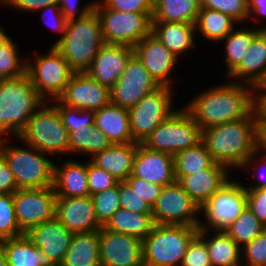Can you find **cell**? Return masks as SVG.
Wrapping results in <instances>:
<instances>
[{
  "instance_id": "cell-1",
  "label": "cell",
  "mask_w": 266,
  "mask_h": 266,
  "mask_svg": "<svg viewBox=\"0 0 266 266\" xmlns=\"http://www.w3.org/2000/svg\"><path fill=\"white\" fill-rule=\"evenodd\" d=\"M257 107L258 91L232 81L202 91L184 106L201 130L247 118Z\"/></svg>"
},
{
  "instance_id": "cell-2",
  "label": "cell",
  "mask_w": 266,
  "mask_h": 266,
  "mask_svg": "<svg viewBox=\"0 0 266 266\" xmlns=\"http://www.w3.org/2000/svg\"><path fill=\"white\" fill-rule=\"evenodd\" d=\"M202 141L214 162L241 170L256 152V109L247 118L202 130Z\"/></svg>"
},
{
  "instance_id": "cell-3",
  "label": "cell",
  "mask_w": 266,
  "mask_h": 266,
  "mask_svg": "<svg viewBox=\"0 0 266 266\" xmlns=\"http://www.w3.org/2000/svg\"><path fill=\"white\" fill-rule=\"evenodd\" d=\"M43 103L45 100L27 74L15 79H0V138L8 134V138L12 134L18 137Z\"/></svg>"
},
{
  "instance_id": "cell-4",
  "label": "cell",
  "mask_w": 266,
  "mask_h": 266,
  "mask_svg": "<svg viewBox=\"0 0 266 266\" xmlns=\"http://www.w3.org/2000/svg\"><path fill=\"white\" fill-rule=\"evenodd\" d=\"M101 22L94 9L86 16L67 20L63 37L53 45L75 73L86 72L104 45Z\"/></svg>"
},
{
  "instance_id": "cell-5",
  "label": "cell",
  "mask_w": 266,
  "mask_h": 266,
  "mask_svg": "<svg viewBox=\"0 0 266 266\" xmlns=\"http://www.w3.org/2000/svg\"><path fill=\"white\" fill-rule=\"evenodd\" d=\"M197 227L155 224L142 240L144 266H181Z\"/></svg>"
},
{
  "instance_id": "cell-6",
  "label": "cell",
  "mask_w": 266,
  "mask_h": 266,
  "mask_svg": "<svg viewBox=\"0 0 266 266\" xmlns=\"http://www.w3.org/2000/svg\"><path fill=\"white\" fill-rule=\"evenodd\" d=\"M7 136L0 138V151L12 171L18 189L53 186L54 164L38 149L27 145L11 146Z\"/></svg>"
},
{
  "instance_id": "cell-7",
  "label": "cell",
  "mask_w": 266,
  "mask_h": 266,
  "mask_svg": "<svg viewBox=\"0 0 266 266\" xmlns=\"http://www.w3.org/2000/svg\"><path fill=\"white\" fill-rule=\"evenodd\" d=\"M48 104L45 101L40 106L16 140L46 154H70L68 131L61 122L58 110Z\"/></svg>"
},
{
  "instance_id": "cell-8",
  "label": "cell",
  "mask_w": 266,
  "mask_h": 266,
  "mask_svg": "<svg viewBox=\"0 0 266 266\" xmlns=\"http://www.w3.org/2000/svg\"><path fill=\"white\" fill-rule=\"evenodd\" d=\"M202 141V130L185 109H177L160 123L142 143L150 150L176 153Z\"/></svg>"
},
{
  "instance_id": "cell-9",
  "label": "cell",
  "mask_w": 266,
  "mask_h": 266,
  "mask_svg": "<svg viewBox=\"0 0 266 266\" xmlns=\"http://www.w3.org/2000/svg\"><path fill=\"white\" fill-rule=\"evenodd\" d=\"M247 207V189L239 181L231 178L200 206L199 213L204 215L205 223L199 221V230L211 232L226 229L240 216Z\"/></svg>"
},
{
  "instance_id": "cell-10",
  "label": "cell",
  "mask_w": 266,
  "mask_h": 266,
  "mask_svg": "<svg viewBox=\"0 0 266 266\" xmlns=\"http://www.w3.org/2000/svg\"><path fill=\"white\" fill-rule=\"evenodd\" d=\"M48 53L29 57L26 74L45 101L58 99L75 73L60 52L52 45ZM50 97V98H49Z\"/></svg>"
},
{
  "instance_id": "cell-11",
  "label": "cell",
  "mask_w": 266,
  "mask_h": 266,
  "mask_svg": "<svg viewBox=\"0 0 266 266\" xmlns=\"http://www.w3.org/2000/svg\"><path fill=\"white\" fill-rule=\"evenodd\" d=\"M101 22L105 44H123L134 47L151 33L153 13L116 11L94 7Z\"/></svg>"
},
{
  "instance_id": "cell-12",
  "label": "cell",
  "mask_w": 266,
  "mask_h": 266,
  "mask_svg": "<svg viewBox=\"0 0 266 266\" xmlns=\"http://www.w3.org/2000/svg\"><path fill=\"white\" fill-rule=\"evenodd\" d=\"M172 89L161 86L128 110L130 130L135 143L142 144L160 123L176 111L172 105Z\"/></svg>"
},
{
  "instance_id": "cell-13",
  "label": "cell",
  "mask_w": 266,
  "mask_h": 266,
  "mask_svg": "<svg viewBox=\"0 0 266 266\" xmlns=\"http://www.w3.org/2000/svg\"><path fill=\"white\" fill-rule=\"evenodd\" d=\"M200 206L183 190L178 181L163 186L152 206V219L159 225L198 227Z\"/></svg>"
},
{
  "instance_id": "cell-14",
  "label": "cell",
  "mask_w": 266,
  "mask_h": 266,
  "mask_svg": "<svg viewBox=\"0 0 266 266\" xmlns=\"http://www.w3.org/2000/svg\"><path fill=\"white\" fill-rule=\"evenodd\" d=\"M159 87L161 86L133 54L117 82L110 88L111 104L129 110Z\"/></svg>"
},
{
  "instance_id": "cell-15",
  "label": "cell",
  "mask_w": 266,
  "mask_h": 266,
  "mask_svg": "<svg viewBox=\"0 0 266 266\" xmlns=\"http://www.w3.org/2000/svg\"><path fill=\"white\" fill-rule=\"evenodd\" d=\"M56 199L53 186L17 189L13 201L20 229L26 233L30 228L55 218Z\"/></svg>"
},
{
  "instance_id": "cell-16",
  "label": "cell",
  "mask_w": 266,
  "mask_h": 266,
  "mask_svg": "<svg viewBox=\"0 0 266 266\" xmlns=\"http://www.w3.org/2000/svg\"><path fill=\"white\" fill-rule=\"evenodd\" d=\"M101 266H144L142 240L138 237L109 231H98Z\"/></svg>"
},
{
  "instance_id": "cell-17",
  "label": "cell",
  "mask_w": 266,
  "mask_h": 266,
  "mask_svg": "<svg viewBox=\"0 0 266 266\" xmlns=\"http://www.w3.org/2000/svg\"><path fill=\"white\" fill-rule=\"evenodd\" d=\"M57 100L68 107L96 111L111 103L110 88L101 85L86 72L74 73Z\"/></svg>"
},
{
  "instance_id": "cell-18",
  "label": "cell",
  "mask_w": 266,
  "mask_h": 266,
  "mask_svg": "<svg viewBox=\"0 0 266 266\" xmlns=\"http://www.w3.org/2000/svg\"><path fill=\"white\" fill-rule=\"evenodd\" d=\"M133 51L160 86L172 88L171 73L179 58L155 35L150 33L145 36L133 47Z\"/></svg>"
},
{
  "instance_id": "cell-19",
  "label": "cell",
  "mask_w": 266,
  "mask_h": 266,
  "mask_svg": "<svg viewBox=\"0 0 266 266\" xmlns=\"http://www.w3.org/2000/svg\"><path fill=\"white\" fill-rule=\"evenodd\" d=\"M55 217L73 234L99 231L92 197H57Z\"/></svg>"
},
{
  "instance_id": "cell-20",
  "label": "cell",
  "mask_w": 266,
  "mask_h": 266,
  "mask_svg": "<svg viewBox=\"0 0 266 266\" xmlns=\"http://www.w3.org/2000/svg\"><path fill=\"white\" fill-rule=\"evenodd\" d=\"M133 47L123 44H104L97 52L86 73L94 80L111 88L121 76Z\"/></svg>"
},
{
  "instance_id": "cell-21",
  "label": "cell",
  "mask_w": 266,
  "mask_h": 266,
  "mask_svg": "<svg viewBox=\"0 0 266 266\" xmlns=\"http://www.w3.org/2000/svg\"><path fill=\"white\" fill-rule=\"evenodd\" d=\"M25 235L57 265L63 262L73 238V233L56 217L30 228Z\"/></svg>"
},
{
  "instance_id": "cell-22",
  "label": "cell",
  "mask_w": 266,
  "mask_h": 266,
  "mask_svg": "<svg viewBox=\"0 0 266 266\" xmlns=\"http://www.w3.org/2000/svg\"><path fill=\"white\" fill-rule=\"evenodd\" d=\"M132 175L160 186L171 184L175 181L174 157L169 153L150 150L142 144H137Z\"/></svg>"
},
{
  "instance_id": "cell-23",
  "label": "cell",
  "mask_w": 266,
  "mask_h": 266,
  "mask_svg": "<svg viewBox=\"0 0 266 266\" xmlns=\"http://www.w3.org/2000/svg\"><path fill=\"white\" fill-rule=\"evenodd\" d=\"M229 77L232 82L253 86L257 91L265 84L266 30H262L253 39L247 54Z\"/></svg>"
},
{
  "instance_id": "cell-24",
  "label": "cell",
  "mask_w": 266,
  "mask_h": 266,
  "mask_svg": "<svg viewBox=\"0 0 266 266\" xmlns=\"http://www.w3.org/2000/svg\"><path fill=\"white\" fill-rule=\"evenodd\" d=\"M230 171L222 164L214 162L209 168L183 176L178 182L183 190L201 206L231 177Z\"/></svg>"
},
{
  "instance_id": "cell-25",
  "label": "cell",
  "mask_w": 266,
  "mask_h": 266,
  "mask_svg": "<svg viewBox=\"0 0 266 266\" xmlns=\"http://www.w3.org/2000/svg\"><path fill=\"white\" fill-rule=\"evenodd\" d=\"M63 165L54 164L53 189L57 197L89 196L87 163L65 161Z\"/></svg>"
},
{
  "instance_id": "cell-26",
  "label": "cell",
  "mask_w": 266,
  "mask_h": 266,
  "mask_svg": "<svg viewBox=\"0 0 266 266\" xmlns=\"http://www.w3.org/2000/svg\"><path fill=\"white\" fill-rule=\"evenodd\" d=\"M137 144H112L110 147L95 153L90 161L119 181H125L132 174Z\"/></svg>"
},
{
  "instance_id": "cell-27",
  "label": "cell",
  "mask_w": 266,
  "mask_h": 266,
  "mask_svg": "<svg viewBox=\"0 0 266 266\" xmlns=\"http://www.w3.org/2000/svg\"><path fill=\"white\" fill-rule=\"evenodd\" d=\"M151 33L178 58L197 42L195 24L190 23L152 21Z\"/></svg>"
},
{
  "instance_id": "cell-28",
  "label": "cell",
  "mask_w": 266,
  "mask_h": 266,
  "mask_svg": "<svg viewBox=\"0 0 266 266\" xmlns=\"http://www.w3.org/2000/svg\"><path fill=\"white\" fill-rule=\"evenodd\" d=\"M95 125L108 137L112 144L135 143L127 109L109 104L94 111Z\"/></svg>"
},
{
  "instance_id": "cell-29",
  "label": "cell",
  "mask_w": 266,
  "mask_h": 266,
  "mask_svg": "<svg viewBox=\"0 0 266 266\" xmlns=\"http://www.w3.org/2000/svg\"><path fill=\"white\" fill-rule=\"evenodd\" d=\"M9 266H51L53 263L46 254L38 249L25 235L0 241Z\"/></svg>"
},
{
  "instance_id": "cell-30",
  "label": "cell",
  "mask_w": 266,
  "mask_h": 266,
  "mask_svg": "<svg viewBox=\"0 0 266 266\" xmlns=\"http://www.w3.org/2000/svg\"><path fill=\"white\" fill-rule=\"evenodd\" d=\"M199 230L198 235L205 241L212 266H242L241 247L225 232ZM209 236V237H208Z\"/></svg>"
},
{
  "instance_id": "cell-31",
  "label": "cell",
  "mask_w": 266,
  "mask_h": 266,
  "mask_svg": "<svg viewBox=\"0 0 266 266\" xmlns=\"http://www.w3.org/2000/svg\"><path fill=\"white\" fill-rule=\"evenodd\" d=\"M61 266H101L98 231L73 234Z\"/></svg>"
},
{
  "instance_id": "cell-32",
  "label": "cell",
  "mask_w": 266,
  "mask_h": 266,
  "mask_svg": "<svg viewBox=\"0 0 266 266\" xmlns=\"http://www.w3.org/2000/svg\"><path fill=\"white\" fill-rule=\"evenodd\" d=\"M238 27L239 29L231 31L223 40L225 44V58L227 73L225 76H229L241 63L245 55L247 54L253 39L262 31L266 30L265 27L253 28V27Z\"/></svg>"
},
{
  "instance_id": "cell-33",
  "label": "cell",
  "mask_w": 266,
  "mask_h": 266,
  "mask_svg": "<svg viewBox=\"0 0 266 266\" xmlns=\"http://www.w3.org/2000/svg\"><path fill=\"white\" fill-rule=\"evenodd\" d=\"M154 225L151 213H135L120 207L103 227L143 240L151 233Z\"/></svg>"
},
{
  "instance_id": "cell-34",
  "label": "cell",
  "mask_w": 266,
  "mask_h": 266,
  "mask_svg": "<svg viewBox=\"0 0 266 266\" xmlns=\"http://www.w3.org/2000/svg\"><path fill=\"white\" fill-rule=\"evenodd\" d=\"M238 22L231 16L220 11L200 7L195 22L196 32H200L204 38L217 43L221 42Z\"/></svg>"
},
{
  "instance_id": "cell-35",
  "label": "cell",
  "mask_w": 266,
  "mask_h": 266,
  "mask_svg": "<svg viewBox=\"0 0 266 266\" xmlns=\"http://www.w3.org/2000/svg\"><path fill=\"white\" fill-rule=\"evenodd\" d=\"M199 0H159L153 7L152 21L195 24Z\"/></svg>"
},
{
  "instance_id": "cell-36",
  "label": "cell",
  "mask_w": 266,
  "mask_h": 266,
  "mask_svg": "<svg viewBox=\"0 0 266 266\" xmlns=\"http://www.w3.org/2000/svg\"><path fill=\"white\" fill-rule=\"evenodd\" d=\"M173 157L176 181H179L185 175L207 169L214 163L203 141L196 146L176 153Z\"/></svg>"
},
{
  "instance_id": "cell-37",
  "label": "cell",
  "mask_w": 266,
  "mask_h": 266,
  "mask_svg": "<svg viewBox=\"0 0 266 266\" xmlns=\"http://www.w3.org/2000/svg\"><path fill=\"white\" fill-rule=\"evenodd\" d=\"M265 229L266 226L246 207L225 233L242 248Z\"/></svg>"
},
{
  "instance_id": "cell-38",
  "label": "cell",
  "mask_w": 266,
  "mask_h": 266,
  "mask_svg": "<svg viewBox=\"0 0 266 266\" xmlns=\"http://www.w3.org/2000/svg\"><path fill=\"white\" fill-rule=\"evenodd\" d=\"M18 50L12 38L0 47V79H15L26 74L27 61L21 59Z\"/></svg>"
},
{
  "instance_id": "cell-39",
  "label": "cell",
  "mask_w": 266,
  "mask_h": 266,
  "mask_svg": "<svg viewBox=\"0 0 266 266\" xmlns=\"http://www.w3.org/2000/svg\"><path fill=\"white\" fill-rule=\"evenodd\" d=\"M91 197L97 220L104 226L120 208L119 182L117 186L105 189L104 191L91 195Z\"/></svg>"
},
{
  "instance_id": "cell-40",
  "label": "cell",
  "mask_w": 266,
  "mask_h": 266,
  "mask_svg": "<svg viewBox=\"0 0 266 266\" xmlns=\"http://www.w3.org/2000/svg\"><path fill=\"white\" fill-rule=\"evenodd\" d=\"M25 234L19 227L13 201V194L0 193V241Z\"/></svg>"
},
{
  "instance_id": "cell-41",
  "label": "cell",
  "mask_w": 266,
  "mask_h": 266,
  "mask_svg": "<svg viewBox=\"0 0 266 266\" xmlns=\"http://www.w3.org/2000/svg\"><path fill=\"white\" fill-rule=\"evenodd\" d=\"M54 101L55 104L52 105L58 110L61 122L67 129L68 134L75 128H80L86 125H95L94 111L68 107L61 104L57 99L52 100V102Z\"/></svg>"
},
{
  "instance_id": "cell-42",
  "label": "cell",
  "mask_w": 266,
  "mask_h": 266,
  "mask_svg": "<svg viewBox=\"0 0 266 266\" xmlns=\"http://www.w3.org/2000/svg\"><path fill=\"white\" fill-rule=\"evenodd\" d=\"M199 6L220 11L235 19L238 24L247 22V0H199Z\"/></svg>"
},
{
  "instance_id": "cell-43",
  "label": "cell",
  "mask_w": 266,
  "mask_h": 266,
  "mask_svg": "<svg viewBox=\"0 0 266 266\" xmlns=\"http://www.w3.org/2000/svg\"><path fill=\"white\" fill-rule=\"evenodd\" d=\"M241 252L245 259L242 266H266V229L244 245Z\"/></svg>"
},
{
  "instance_id": "cell-44",
  "label": "cell",
  "mask_w": 266,
  "mask_h": 266,
  "mask_svg": "<svg viewBox=\"0 0 266 266\" xmlns=\"http://www.w3.org/2000/svg\"><path fill=\"white\" fill-rule=\"evenodd\" d=\"M87 177L90 196L117 186L119 182L118 179L94 165L90 160L87 161Z\"/></svg>"
},
{
  "instance_id": "cell-45",
  "label": "cell",
  "mask_w": 266,
  "mask_h": 266,
  "mask_svg": "<svg viewBox=\"0 0 266 266\" xmlns=\"http://www.w3.org/2000/svg\"><path fill=\"white\" fill-rule=\"evenodd\" d=\"M120 207L135 213H151L152 207L126 181H119Z\"/></svg>"
},
{
  "instance_id": "cell-46",
  "label": "cell",
  "mask_w": 266,
  "mask_h": 266,
  "mask_svg": "<svg viewBox=\"0 0 266 266\" xmlns=\"http://www.w3.org/2000/svg\"><path fill=\"white\" fill-rule=\"evenodd\" d=\"M181 266H212L207 245L198 234L190 242Z\"/></svg>"
},
{
  "instance_id": "cell-47",
  "label": "cell",
  "mask_w": 266,
  "mask_h": 266,
  "mask_svg": "<svg viewBox=\"0 0 266 266\" xmlns=\"http://www.w3.org/2000/svg\"><path fill=\"white\" fill-rule=\"evenodd\" d=\"M94 7H106L116 11L153 13L148 0H96Z\"/></svg>"
},
{
  "instance_id": "cell-48",
  "label": "cell",
  "mask_w": 266,
  "mask_h": 266,
  "mask_svg": "<svg viewBox=\"0 0 266 266\" xmlns=\"http://www.w3.org/2000/svg\"><path fill=\"white\" fill-rule=\"evenodd\" d=\"M125 181L129 184L133 191L143 197L151 207L156 203L163 188V186L152 182L149 183L147 180L135 177L132 174Z\"/></svg>"
},
{
  "instance_id": "cell-49",
  "label": "cell",
  "mask_w": 266,
  "mask_h": 266,
  "mask_svg": "<svg viewBox=\"0 0 266 266\" xmlns=\"http://www.w3.org/2000/svg\"><path fill=\"white\" fill-rule=\"evenodd\" d=\"M247 207L266 226V188L247 189Z\"/></svg>"
},
{
  "instance_id": "cell-50",
  "label": "cell",
  "mask_w": 266,
  "mask_h": 266,
  "mask_svg": "<svg viewBox=\"0 0 266 266\" xmlns=\"http://www.w3.org/2000/svg\"><path fill=\"white\" fill-rule=\"evenodd\" d=\"M94 125H86L80 128H75L68 134L69 150L72 154L88 155V138L89 131L92 130Z\"/></svg>"
},
{
  "instance_id": "cell-51",
  "label": "cell",
  "mask_w": 266,
  "mask_h": 266,
  "mask_svg": "<svg viewBox=\"0 0 266 266\" xmlns=\"http://www.w3.org/2000/svg\"><path fill=\"white\" fill-rule=\"evenodd\" d=\"M42 11L44 14H46L45 16L44 14L42 15L45 25L51 27L53 31L55 30L57 33L59 32L60 34H62L60 38L53 43L55 45L63 37L66 31L67 19L61 13L57 4L48 5L45 8L39 10V12Z\"/></svg>"
},
{
  "instance_id": "cell-52",
  "label": "cell",
  "mask_w": 266,
  "mask_h": 266,
  "mask_svg": "<svg viewBox=\"0 0 266 266\" xmlns=\"http://www.w3.org/2000/svg\"><path fill=\"white\" fill-rule=\"evenodd\" d=\"M79 2V0H58L57 5L67 20L81 18L94 10L95 1L86 3L80 10L78 8L80 7Z\"/></svg>"
},
{
  "instance_id": "cell-53",
  "label": "cell",
  "mask_w": 266,
  "mask_h": 266,
  "mask_svg": "<svg viewBox=\"0 0 266 266\" xmlns=\"http://www.w3.org/2000/svg\"><path fill=\"white\" fill-rule=\"evenodd\" d=\"M17 189L15 177L0 151V193L13 194Z\"/></svg>"
},
{
  "instance_id": "cell-54",
  "label": "cell",
  "mask_w": 266,
  "mask_h": 266,
  "mask_svg": "<svg viewBox=\"0 0 266 266\" xmlns=\"http://www.w3.org/2000/svg\"><path fill=\"white\" fill-rule=\"evenodd\" d=\"M112 145L108 137L96 126L89 131L88 155L92 157L95 153L104 150Z\"/></svg>"
},
{
  "instance_id": "cell-55",
  "label": "cell",
  "mask_w": 266,
  "mask_h": 266,
  "mask_svg": "<svg viewBox=\"0 0 266 266\" xmlns=\"http://www.w3.org/2000/svg\"><path fill=\"white\" fill-rule=\"evenodd\" d=\"M256 152L266 155V115L256 108Z\"/></svg>"
},
{
  "instance_id": "cell-56",
  "label": "cell",
  "mask_w": 266,
  "mask_h": 266,
  "mask_svg": "<svg viewBox=\"0 0 266 266\" xmlns=\"http://www.w3.org/2000/svg\"><path fill=\"white\" fill-rule=\"evenodd\" d=\"M257 154H258V156H257ZM259 158V159H258ZM259 161V162H258ZM257 163L259 164L260 163V165H257ZM253 167L254 166V168H257L258 166H263V168L265 169V171H264V173L266 172V155H263V154H260V153H257V152H254L252 155H251V157L249 158V159H247L246 161H245V163L243 164V166H242V170H244V169H246L247 167L249 168H251V166ZM255 165H257V167L255 166ZM246 167V168H245ZM261 169V167L259 168V170ZM263 169V170H264ZM262 170V169H261ZM260 172V171H259ZM262 172V171H261ZM261 176L259 177V178H261L262 177V174L263 173H259ZM264 175V174H263ZM265 177V178H264ZM262 179H261V181L258 183H255L254 185H251L250 187H248V185L247 186H245V188L246 189H261V188H266V173H265V176H264Z\"/></svg>"
},
{
  "instance_id": "cell-57",
  "label": "cell",
  "mask_w": 266,
  "mask_h": 266,
  "mask_svg": "<svg viewBox=\"0 0 266 266\" xmlns=\"http://www.w3.org/2000/svg\"><path fill=\"white\" fill-rule=\"evenodd\" d=\"M58 4V0H14L9 6L22 11H38L48 5Z\"/></svg>"
},
{
  "instance_id": "cell-58",
  "label": "cell",
  "mask_w": 266,
  "mask_h": 266,
  "mask_svg": "<svg viewBox=\"0 0 266 266\" xmlns=\"http://www.w3.org/2000/svg\"><path fill=\"white\" fill-rule=\"evenodd\" d=\"M248 3V20L253 19L257 20V16H260V19L266 18V0H247Z\"/></svg>"
},
{
  "instance_id": "cell-59",
  "label": "cell",
  "mask_w": 266,
  "mask_h": 266,
  "mask_svg": "<svg viewBox=\"0 0 266 266\" xmlns=\"http://www.w3.org/2000/svg\"><path fill=\"white\" fill-rule=\"evenodd\" d=\"M2 25H0V47L4 45L9 39L10 35H7L8 33L4 31V28H1Z\"/></svg>"
},
{
  "instance_id": "cell-60",
  "label": "cell",
  "mask_w": 266,
  "mask_h": 266,
  "mask_svg": "<svg viewBox=\"0 0 266 266\" xmlns=\"http://www.w3.org/2000/svg\"><path fill=\"white\" fill-rule=\"evenodd\" d=\"M258 108L266 115V97H258Z\"/></svg>"
},
{
  "instance_id": "cell-61",
  "label": "cell",
  "mask_w": 266,
  "mask_h": 266,
  "mask_svg": "<svg viewBox=\"0 0 266 266\" xmlns=\"http://www.w3.org/2000/svg\"><path fill=\"white\" fill-rule=\"evenodd\" d=\"M0 266H9L3 251L0 248Z\"/></svg>"
},
{
  "instance_id": "cell-62",
  "label": "cell",
  "mask_w": 266,
  "mask_h": 266,
  "mask_svg": "<svg viewBox=\"0 0 266 266\" xmlns=\"http://www.w3.org/2000/svg\"><path fill=\"white\" fill-rule=\"evenodd\" d=\"M258 97H266V82L265 84L259 89Z\"/></svg>"
},
{
  "instance_id": "cell-63",
  "label": "cell",
  "mask_w": 266,
  "mask_h": 266,
  "mask_svg": "<svg viewBox=\"0 0 266 266\" xmlns=\"http://www.w3.org/2000/svg\"><path fill=\"white\" fill-rule=\"evenodd\" d=\"M14 0H0V5L9 6Z\"/></svg>"
},
{
  "instance_id": "cell-64",
  "label": "cell",
  "mask_w": 266,
  "mask_h": 266,
  "mask_svg": "<svg viewBox=\"0 0 266 266\" xmlns=\"http://www.w3.org/2000/svg\"><path fill=\"white\" fill-rule=\"evenodd\" d=\"M149 3L154 7V5L159 1V0H148Z\"/></svg>"
}]
</instances>
